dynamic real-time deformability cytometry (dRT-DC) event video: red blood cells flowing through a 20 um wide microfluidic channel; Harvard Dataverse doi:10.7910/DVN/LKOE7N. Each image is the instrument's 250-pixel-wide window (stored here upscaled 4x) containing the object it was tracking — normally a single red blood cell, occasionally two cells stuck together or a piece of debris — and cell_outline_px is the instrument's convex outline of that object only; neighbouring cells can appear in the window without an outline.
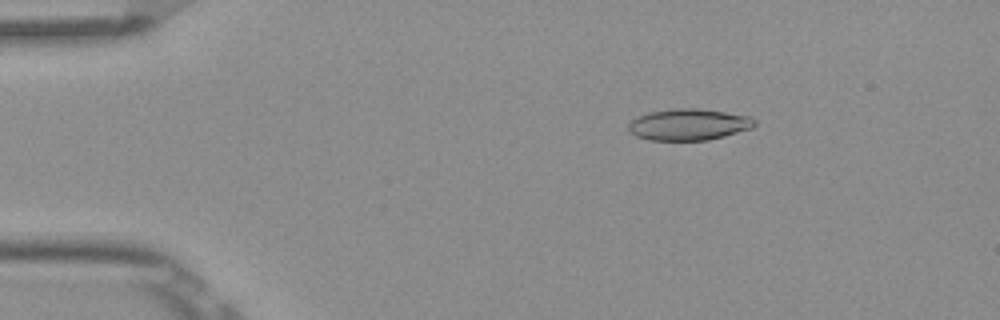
{"species": "Egyptian fruit bat (a non-hibernating species)", "species_latin": "Rousettus aegyptiacus", "temperature_condition": "room temperature", "stored_images_in_passage": 3, "camera_frame_rate_fps": 3000, "um_per_image_px": 0.085, "frame": {"image": 1, "passage_image": 1, "time_ms": 0.0, "image_size_px": [1000, 320], "cell_outline_px": [[756, 124], [752, 128], [724, 136], [708, 140], [648, 140], [636, 136], [628, 132], [628, 124], [632, 120], [648, 112], [676, 108], [700, 108], [748, 116], [756, 120]], "centroid_in_image_um": [58.52, 10.59], "position_along_channel_um": 26.5, "area_um2": 23.12}}